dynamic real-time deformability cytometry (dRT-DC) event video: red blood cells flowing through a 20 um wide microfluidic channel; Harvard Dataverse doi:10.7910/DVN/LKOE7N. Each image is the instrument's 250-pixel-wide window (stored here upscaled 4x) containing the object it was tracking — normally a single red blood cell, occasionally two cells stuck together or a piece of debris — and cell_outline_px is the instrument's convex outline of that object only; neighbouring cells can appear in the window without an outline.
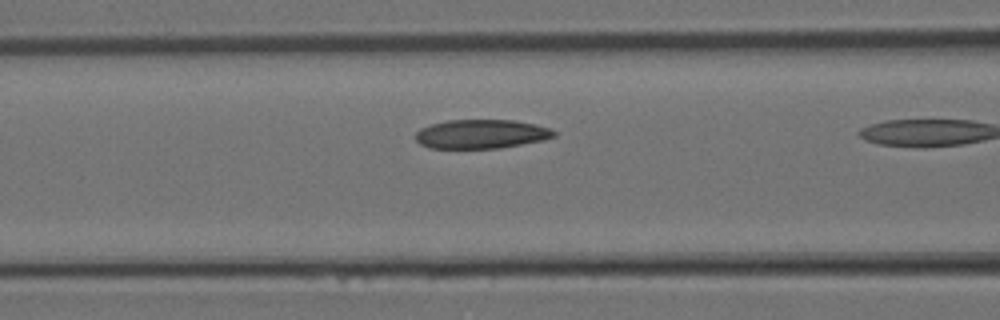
{"species": "Egyptian fruit bat (a non-hibernating species)", "species_latin": "Rousettus aegyptiacus", "temperature_condition": "room temperature", "stored_images_in_passage": 9, "camera_frame_rate_fps": 3000, "um_per_image_px": 0.085, "animal": {"sex": "female"}, "frame": {"image": 1, "passage_image": 8, "time_ms": 2.333, "image_size_px": [1000, 320], "cell_outline_px": [[556, 136], [544, 140], [500, 148], [428, 148], [420, 144], [416, 140], [416, 132], [420, 128], [432, 124], [448, 120], [512, 120], [536, 124], [552, 128], [556, 132]], "centroid_in_image_um": [40.93, 11.39], "position_along_channel_um": 125.7, "area_um2": 23.52}}